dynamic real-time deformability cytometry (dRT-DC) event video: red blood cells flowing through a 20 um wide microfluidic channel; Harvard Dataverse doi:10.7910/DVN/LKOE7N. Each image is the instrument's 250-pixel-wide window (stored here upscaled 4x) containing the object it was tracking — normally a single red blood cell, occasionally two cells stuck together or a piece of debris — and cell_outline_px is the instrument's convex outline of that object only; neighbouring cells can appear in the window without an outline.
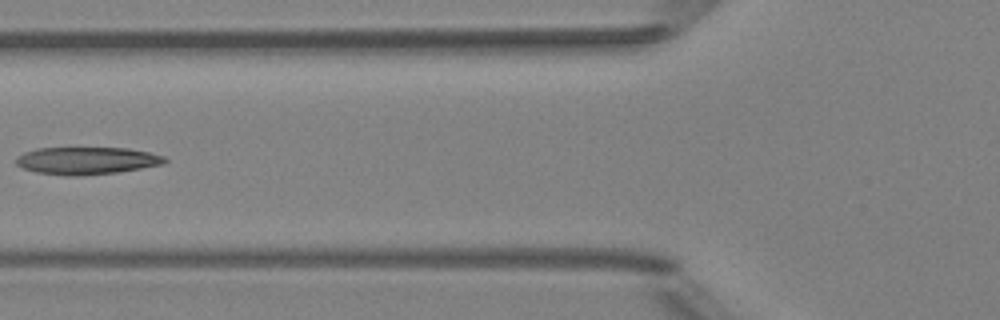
{"species": "Egyptian fruit bat (a non-hibernating species)", "species_latin": "Rousettus aegyptiacus", "temperature_condition": "room temperature", "stored_images_in_passage": 6, "camera_frame_rate_fps": 3000, "um_per_image_px": 0.085, "animal": {"sex": "female"}, "frame": {"image": 1, "passage_image": 5, "time_ms": 4.667, "image_size_px": [1000, 320], "cell_outline_px": [[168, 160], [164, 164], [120, 172], [80, 176], [68, 176], [36, 172], [24, 168], [16, 164], [16, 156], [24, 152], [36, 148], [128, 148], [148, 152], [164, 156]], "centroid_in_image_um": [7.38, 13.66], "position_along_channel_um": 118.4, "area_um2": 23.87}}
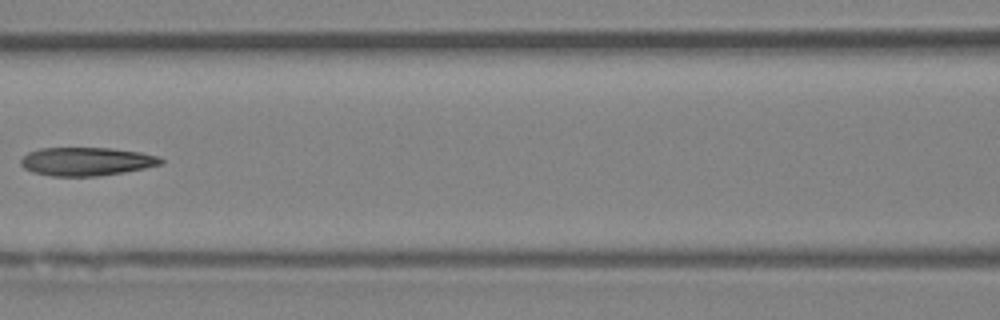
{"frame": {"image": 2, "passage_image": 6, "time_ms": 5.667, "image_size_px": [1000, 320], "cell_outline_px": [[164, 164], [124, 172], [96, 176], [52, 176], [32, 172], [24, 168], [20, 164], [20, 160], [28, 152], [40, 148], [112, 148], [140, 152], [160, 156], [164, 160]], "centroid_in_image_um": [7.37, 13.72], "position_along_channel_um": 159.2, "area_um2": 23.29}}